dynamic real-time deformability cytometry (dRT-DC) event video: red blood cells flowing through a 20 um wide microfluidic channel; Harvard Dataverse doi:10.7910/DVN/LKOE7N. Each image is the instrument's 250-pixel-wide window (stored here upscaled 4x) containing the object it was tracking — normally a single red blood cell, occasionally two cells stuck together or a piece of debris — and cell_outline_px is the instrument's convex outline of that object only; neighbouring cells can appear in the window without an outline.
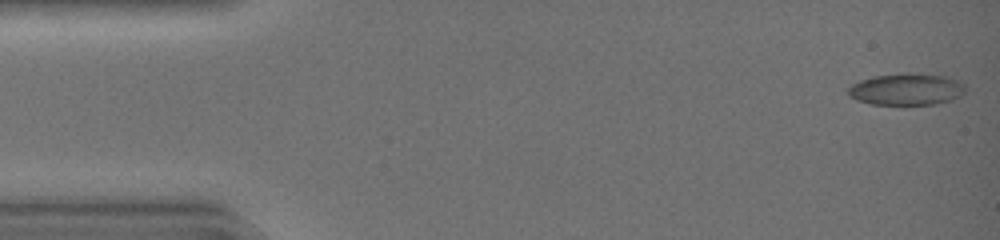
{"species": "common noctule bat (a hibernating species)", "species_latin": "Nyctalus noctula", "temperature_condition": "warm", "stored_images_in_passage": 43, "camera_frame_rate_fps": 3000, "um_per_image_px": 0.085, "animal": {"sex": "female", "body_mass_g": 19.0, "forearm_length_mm": 51.5}, "frame": {"image": 1, "passage_image": 1, "time_ms": 0.0, "image_size_px": [1000, 240], "cell_outline_px": [[964, 92], [960, 96], [952, 100], [936, 104], [904, 108], [872, 104], [856, 100], [848, 96], [848, 88], [852, 84], [860, 80], [872, 76], [908, 72], [944, 76], [956, 80], [964, 84]], "centroid_in_image_um": [77.01, 7.64], "position_along_channel_um": 8.0, "area_um2": 22.66}}
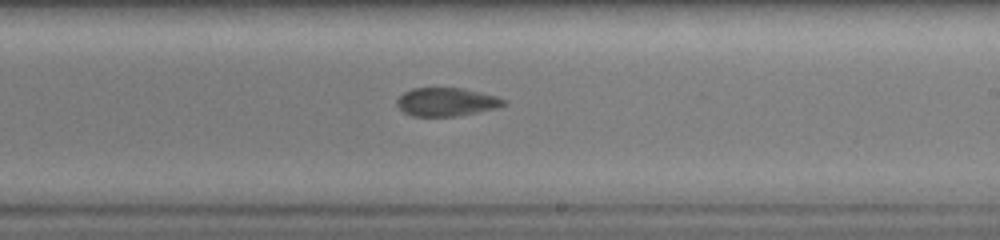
{"frame": {"image": 2, "passage_image": 26, "time_ms": 8.333, "image_size_px": [1000, 240], "cell_outline_px": [[508, 104], [496, 108], [456, 116], [412, 116], [404, 112], [396, 104], [396, 100], [404, 92], [412, 88], [464, 88], [496, 96], [508, 100]], "centroid_in_image_um": [37.97, 8.66], "position_along_channel_um": 251.0, "area_um2": 17.69}}
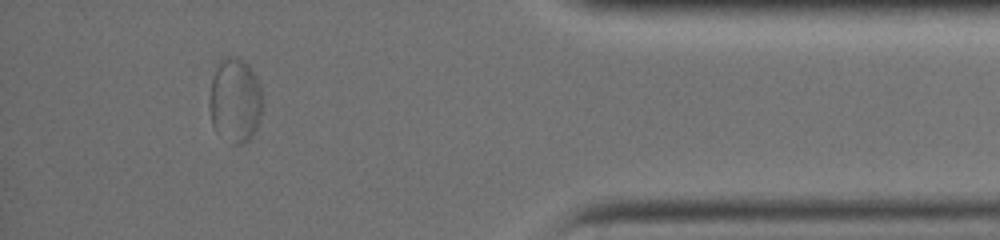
{"frame": {"image": 3, "passage_image": 39, "time_ms": 12.667, "image_size_px": [1000, 240], "cell_outline_px": [[264, 100], [260, 116], [256, 128], [252, 136], [244, 144], [232, 144], [216, 132], [212, 124], [208, 108], [208, 96], [212, 76], [220, 60], [224, 56], [236, 56], [244, 60], [252, 68], [260, 84]], "centroid_in_image_um": [19.97, 8.51], "position_along_channel_um": 415.2, "area_um2": 26.99}, "authors_computed_cell_mechanics": {"area_um2": 19.1896, "velocity_mm_per_s": 4.4394, "shape_relaxation_time_tau1_ms": null, "shape_relaxation_time_tau2_ms": 0.9607, "deformation_change_tau1": null, "deformation_change_tau2": 0.053}}